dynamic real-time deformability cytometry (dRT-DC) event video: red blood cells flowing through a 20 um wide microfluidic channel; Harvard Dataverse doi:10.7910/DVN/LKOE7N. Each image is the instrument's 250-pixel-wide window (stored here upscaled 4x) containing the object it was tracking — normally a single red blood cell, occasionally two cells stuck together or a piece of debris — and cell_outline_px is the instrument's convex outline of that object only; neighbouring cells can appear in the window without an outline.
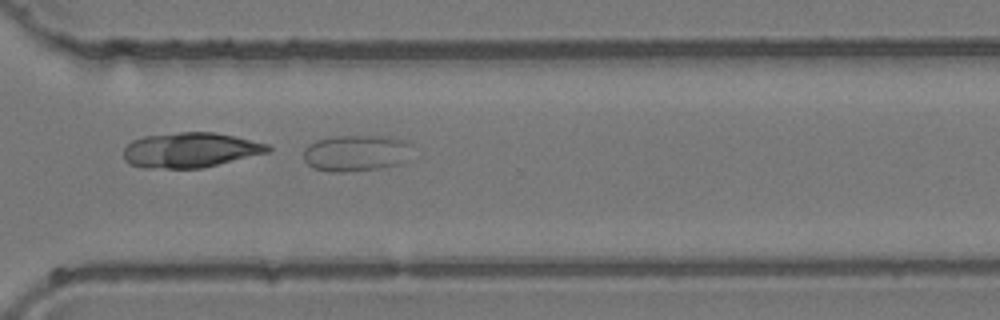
{"species": "common noctule bat (a hibernating species)", "species_latin": "Nyctalus noctula", "temperature_condition": "room temperature", "stored_images_in_passage": 43, "camera_frame_rate_fps": 3000, "um_per_image_px": 0.085, "animal": {"sex": "female", "body_mass_g": 24.6, "forearm_length_mm": 56.2}, "frame": {"image": 1, "passage_image": 32, "time_ms": 10.333, "image_size_px": [1000, 320], "cell_outline_px": [[412, 144], [408, 160], [400, 164], [384, 168], [340, 172], [332, 172], [312, 168], [304, 160], [304, 148], [308, 144], [316, 140], [332, 136], [388, 136], [408, 140]], "centroid_in_image_um": [30.3, 13.0], "position_along_channel_um": 340.3, "area_um2": 23.52}}